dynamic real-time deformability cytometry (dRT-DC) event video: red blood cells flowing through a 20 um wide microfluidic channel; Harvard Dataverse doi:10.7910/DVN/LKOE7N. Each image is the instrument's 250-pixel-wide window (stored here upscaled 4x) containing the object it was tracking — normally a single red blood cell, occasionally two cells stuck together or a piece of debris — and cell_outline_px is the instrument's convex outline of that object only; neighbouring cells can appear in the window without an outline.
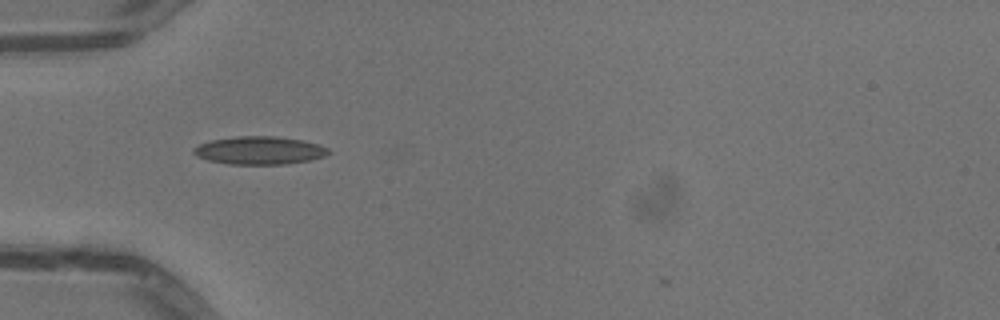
{"species": "common noctule bat (a hibernating species)", "species_latin": "Nyctalus noctula", "temperature_condition": "warm", "stored_images_in_passage": 36, "camera_frame_rate_fps": 3000, "um_per_image_px": 0.085, "animal": {"sex": "male", "body_mass_g": 13.3}, "frame": {"image": 1, "passage_image": 2, "time_ms": 0.333, "image_size_px": [1000, 320], "cell_outline_px": [[332, 152], [324, 156], [312, 160], [288, 164], [228, 164], [208, 160], [196, 156], [192, 152], [192, 148], [200, 144], [212, 140], [236, 136], [276, 136], [304, 140], [320, 144], [328, 148]], "centroid_in_image_um": [22.09, 12.78], "position_along_channel_um": 62.9, "area_um2": 22.25}}
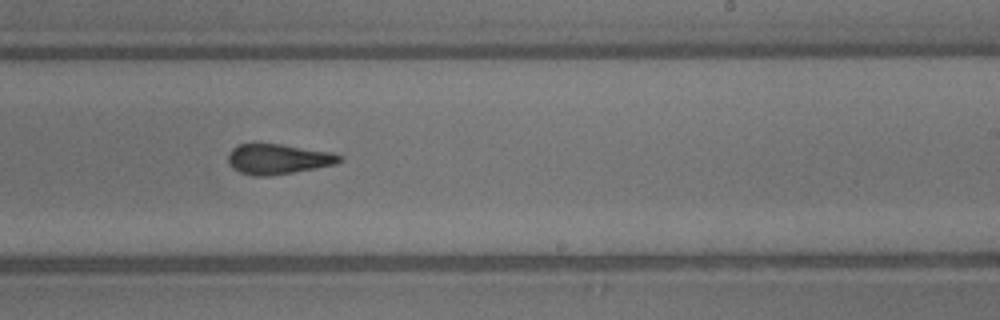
{"frame": {"image": 2, "passage_image": 17, "time_ms": 5.333, "image_size_px": [1000, 320], "cell_outline_px": [[344, 160], [336, 164], [316, 168], [268, 176], [256, 176], [240, 172], [232, 168], [228, 164], [228, 156], [232, 148], [236, 144], [252, 140], [256, 140], [332, 152], [344, 156]], "centroid_in_image_um": [23.6, 13.46], "position_along_channel_um": 265.4, "area_um2": 20.4}}
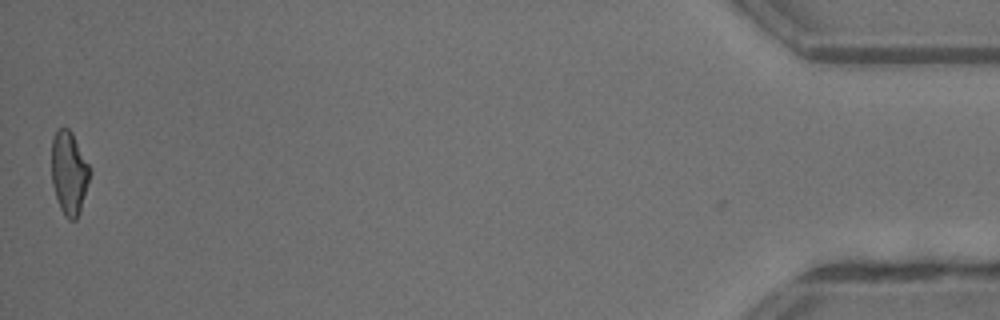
{"frame": {"image": 3, "passage_image": 36, "time_ms": 11.667, "image_size_px": [1000, 320], "cell_outline_px": [[92, 172], [80, 212], [76, 220], [68, 220], [64, 216], [60, 208], [52, 184], [52, 136], [60, 128], [68, 128], [72, 132], [92, 168]], "centroid_in_image_um": [5.9, 14.71], "position_along_channel_um": 429.3, "area_um2": 18.9}, "authors_computed_cell_mechanics": {"area_um2": 20.0277, "velocity_mm_per_s": 4.0929, "shape_relaxation_time_tau1_ms": 6.2346, "shape_relaxation_time_tau2_ms": 1.3292, "deformation_change_tau1": 0.1945, "deformation_change_tau2": 0.0978}}